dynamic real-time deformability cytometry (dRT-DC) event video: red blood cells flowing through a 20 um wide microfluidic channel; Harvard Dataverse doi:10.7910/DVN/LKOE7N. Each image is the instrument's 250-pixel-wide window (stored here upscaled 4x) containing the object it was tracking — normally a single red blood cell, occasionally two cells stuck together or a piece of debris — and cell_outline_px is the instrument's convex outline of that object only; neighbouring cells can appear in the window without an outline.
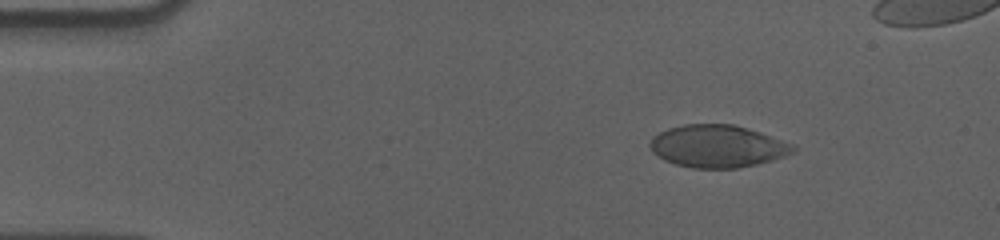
{"species": "human", "species_latin": "Homo sapiens", "temperature_condition": "cold", "stored_images_in_passage": 46, "camera_frame_rate_fps": 3000, "um_per_image_px": 0.085, "donor": {"sex": "male"}, "frame": {"image": 1, "passage_image": 1, "time_ms": 0.0, "image_size_px": [1000, 240], "cell_outline_px": [[796, 148], [792, 152], [784, 156], [772, 160], [756, 164], [736, 168], [692, 168], [676, 164], [664, 160], [652, 152], [648, 144], [652, 136], [668, 128], [684, 124], [732, 124], [760, 132], [792, 144]], "centroid_in_image_um": [60.94, 12.43], "position_along_channel_um": 24.1, "area_um2": 35.2}}
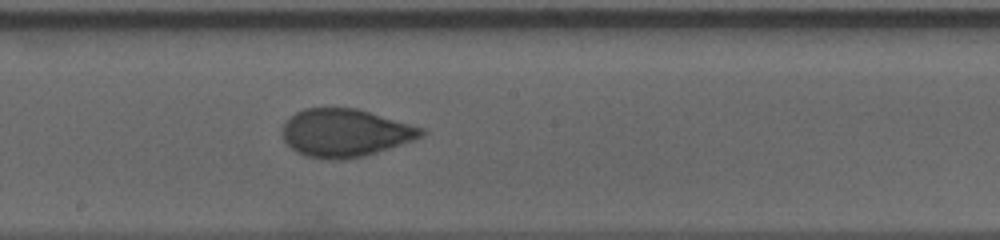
{"frame": {"image": 2, "passage_image": 24, "time_ms": 7.667, "image_size_px": [1000, 240], "cell_outline_px": [[428, 132], [424, 136], [364, 156], [336, 160], [328, 160], [308, 156], [296, 152], [284, 140], [280, 132], [284, 124], [296, 112], [304, 108], [356, 108], [424, 128]], "centroid_in_image_um": [29.33, 11.29], "position_along_channel_um": 218.9, "area_um2": 38.55}}
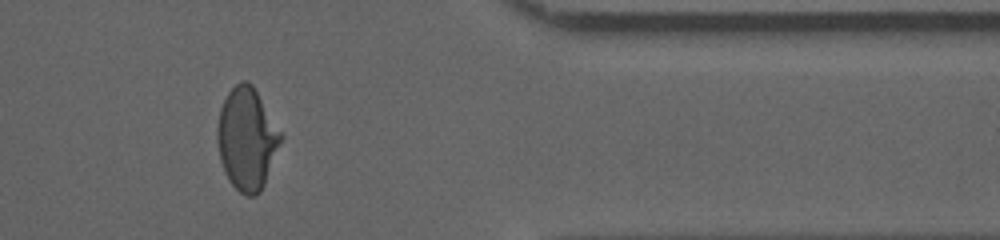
{"frame": {"image": 3, "passage_image": 40, "time_ms": 13.0, "image_size_px": [1000, 240], "cell_outline_px": [[284, 136], [264, 184], [260, 192], [256, 196], [248, 196], [240, 192], [228, 180], [224, 172], [220, 160], [216, 140], [216, 128], [220, 108], [228, 92], [240, 80], [248, 80], [252, 84]], "centroid_in_image_um": [20.97, 11.79], "position_along_channel_um": 390.4, "area_um2": 37.97}}